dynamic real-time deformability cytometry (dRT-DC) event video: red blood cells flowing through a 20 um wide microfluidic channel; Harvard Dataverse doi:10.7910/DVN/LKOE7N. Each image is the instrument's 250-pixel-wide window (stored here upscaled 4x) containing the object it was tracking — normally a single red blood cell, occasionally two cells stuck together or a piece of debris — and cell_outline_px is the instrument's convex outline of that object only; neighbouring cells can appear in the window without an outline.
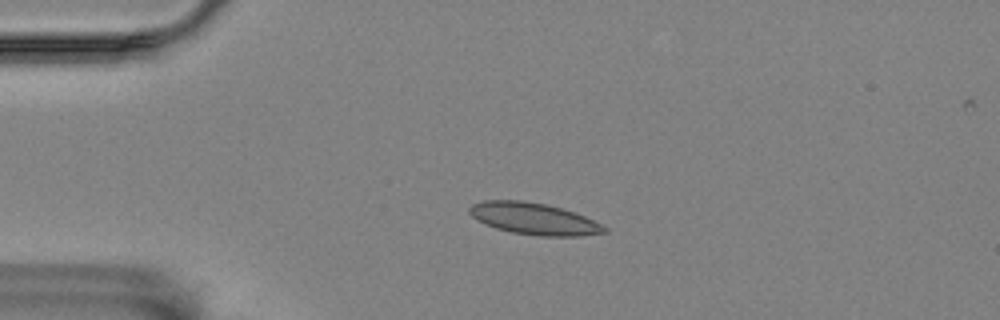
{"species": "Egyptian fruit bat (a non-hibernating species)", "species_latin": "Rousettus aegyptiacus", "temperature_condition": "room temperature", "stored_images_in_passage": 23, "camera_frame_rate_fps": 3000, "um_per_image_px": 0.085, "animal": {"sex": "female"}, "frame": {"image": 1, "passage_image": 2, "time_ms": 0.333, "image_size_px": [1000, 320], "cell_outline_px": [[608, 232], [580, 236], [540, 236], [512, 232], [496, 228], [484, 224], [472, 216], [468, 212], [468, 208], [472, 204], [484, 200], [524, 200], [544, 204], [560, 208], [584, 216], [608, 228]], "centroid_in_image_um": [45.35, 18.59], "position_along_channel_um": 39.7, "area_um2": 24.8}}
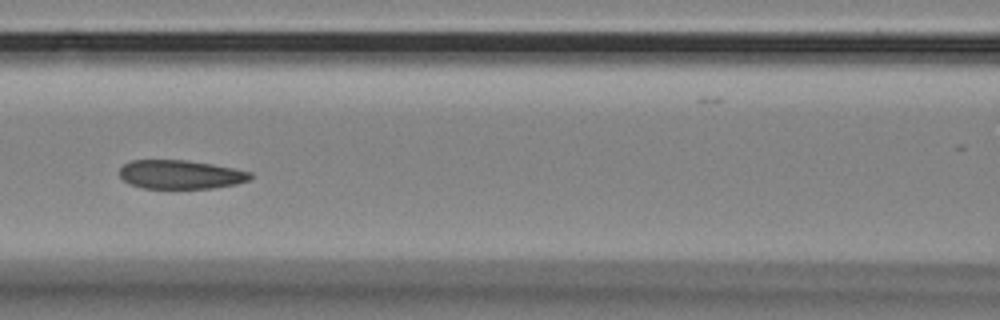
{"frame": {"image": 2, "passage_image": 14, "time_ms": 4.333, "image_size_px": [1000, 320], "cell_outline_px": [[252, 176], [248, 180], [236, 184], [212, 188], [144, 188], [128, 184], [120, 176], [120, 168], [124, 164], [132, 160], [184, 160], [212, 164], [252, 172]], "centroid_in_image_um": [15.33, 14.83], "position_along_channel_um": 151.3, "area_um2": 21.85}}
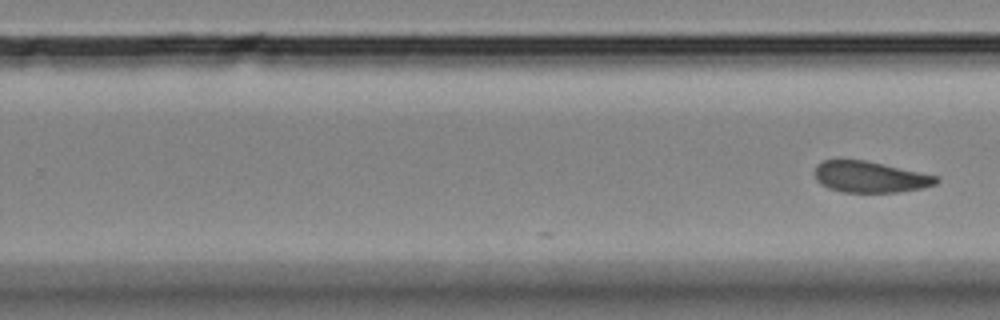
{"frame": {"image": 3, "passage_image": 23, "time_ms": 7.333, "image_size_px": [1000, 320], "cell_outline_px": [[940, 180], [936, 184], [920, 188], [900, 192], [844, 192], [828, 188], [820, 184], [816, 180], [816, 164], [824, 160], [864, 160], [936, 176]], "centroid_in_image_um": [73.92, 15.05], "position_along_channel_um": 255.9, "area_um2": 21.73}}